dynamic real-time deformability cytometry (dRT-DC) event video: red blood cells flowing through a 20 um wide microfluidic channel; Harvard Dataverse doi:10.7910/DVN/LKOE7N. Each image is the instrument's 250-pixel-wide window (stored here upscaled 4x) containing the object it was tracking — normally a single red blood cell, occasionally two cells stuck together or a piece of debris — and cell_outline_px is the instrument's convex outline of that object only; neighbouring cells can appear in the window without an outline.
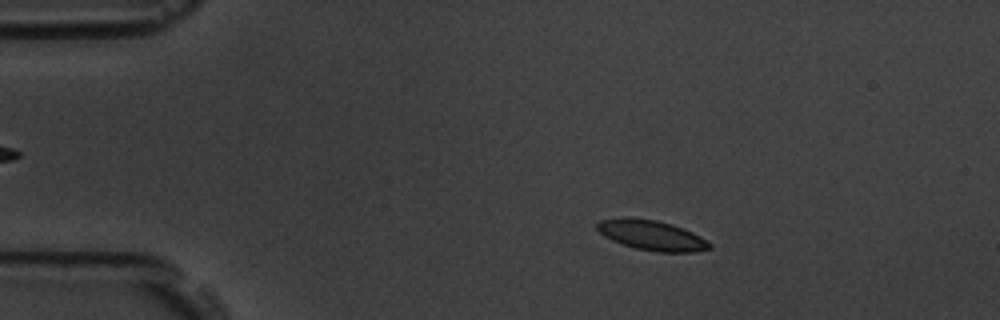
{"species": "common noctule bat (a hibernating species)", "species_latin": "Nyctalus noctula", "temperature_condition": "room temperature", "stored_images_in_passage": 6, "camera_frame_rate_fps": 3000, "um_per_image_px": 0.085, "animal": {"sex": "male", "body_mass_g": 19.5, "forearm_length_mm": 54.6}, "frame": {"image": 1, "passage_image": 4, "time_ms": 3.333, "image_size_px": [1000, 320], "cell_outline_px": [[712, 248], [692, 252], [656, 252], [636, 248], [612, 240], [604, 236], [596, 228], [596, 224], [600, 220], [620, 216], [628, 216], [656, 220], [672, 224], [684, 228], [700, 236], [712, 244]], "centroid_in_image_um": [55.38, 19.97], "position_along_channel_um": 29.6, "area_um2": 19.88}}